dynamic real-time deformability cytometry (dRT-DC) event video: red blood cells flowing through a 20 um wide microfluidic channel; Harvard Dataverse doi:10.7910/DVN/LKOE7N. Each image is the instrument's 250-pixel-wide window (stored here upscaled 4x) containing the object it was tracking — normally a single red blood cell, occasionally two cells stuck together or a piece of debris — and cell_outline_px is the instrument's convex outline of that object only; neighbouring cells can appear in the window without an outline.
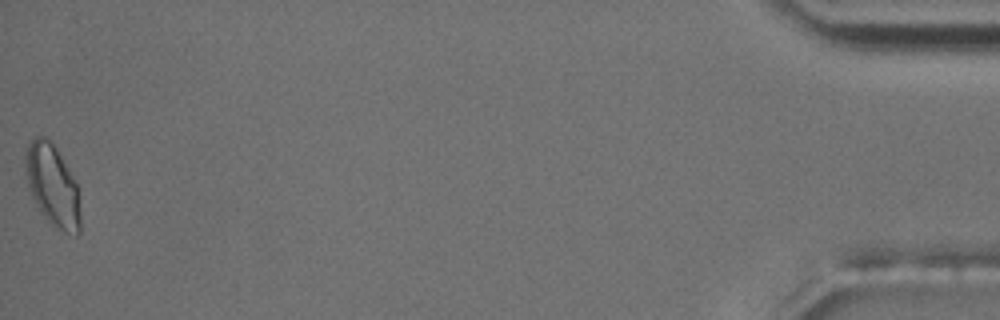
{"species": "common noctule bat (a hibernating species)", "species_latin": "Nyctalus noctula", "temperature_condition": "room temperature", "stored_images_in_passage": 55, "camera_frame_rate_fps": 3000, "um_per_image_px": 0.085, "animal": {"sex": "male", "body_mass_g": 17.5, "forearm_length_mm": 52.3}, "frame": {"image": 1, "passage_image": 55, "time_ms": 18.0, "image_size_px": [1000, 320], "cell_outline_px": [[80, 232], [76, 236], [64, 232], [48, 220], [40, 212], [32, 196], [28, 184], [24, 160], [24, 148], [28, 140], [36, 136], [48, 136], [52, 140], [76, 184], [80, 212]], "centroid_in_image_um": [4.43, 15.7], "position_along_channel_um": 430.8, "area_um2": 26.18}, "authors_computed_cell_mechanics": {"area_um2": 19.8832, "velocity_mm_per_s": 3.6772, "shape_relaxation_time_tau1_ms": null, "shape_relaxation_time_tau2_ms": 1.9262, "deformation_change_tau1": null, "deformation_change_tau2": 0.0771}}